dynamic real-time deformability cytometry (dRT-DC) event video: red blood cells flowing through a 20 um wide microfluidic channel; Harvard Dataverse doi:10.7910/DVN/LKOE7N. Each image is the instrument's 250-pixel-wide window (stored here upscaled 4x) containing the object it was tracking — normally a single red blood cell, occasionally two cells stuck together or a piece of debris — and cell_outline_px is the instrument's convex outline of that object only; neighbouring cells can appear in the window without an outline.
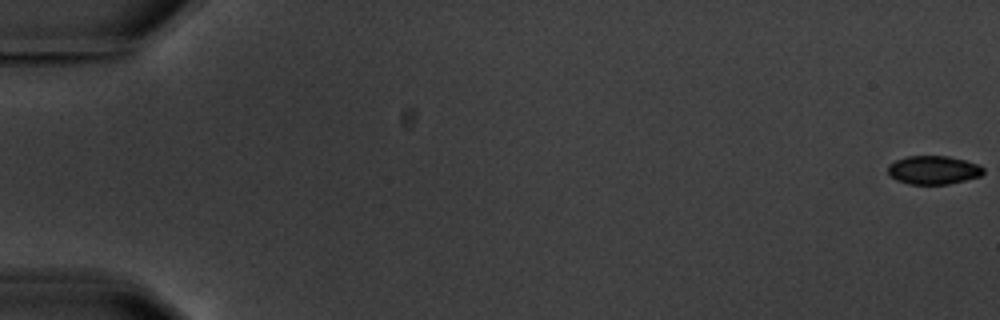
{"species": "common noctule bat (a hibernating species)", "species_latin": "Nyctalus noctula", "temperature_condition": "warm", "stored_images_in_passage": 6, "camera_frame_rate_fps": 3000, "um_per_image_px": 0.085, "animal": {"sex": "male", "body_mass_g": 20.1, "forearm_length_mm": 53.5}, "frame": {"image": 1, "passage_image": 1, "time_ms": 0.0, "image_size_px": [1000, 320], "cell_outline_px": [[984, 172], [980, 176], [948, 184], [908, 184], [896, 180], [888, 172], [888, 164], [896, 160], [908, 156], [948, 156], [964, 160], [976, 164], [984, 168]], "centroid_in_image_um": [79.32, 14.45], "position_along_channel_um": 5.7, "area_um2": 15.72}}
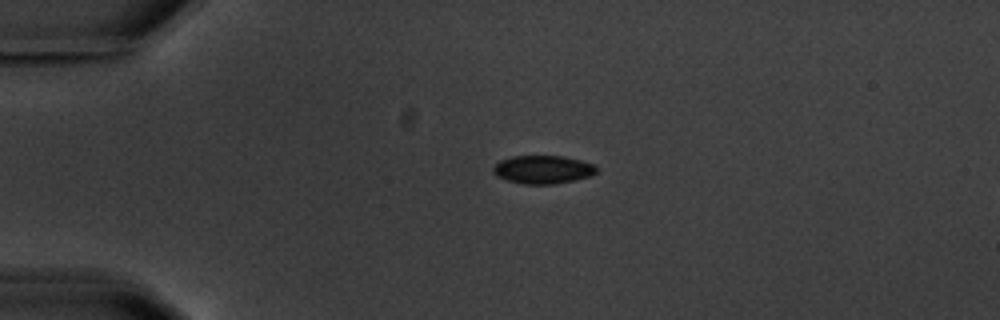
{"frame": {"image": 2, "passage_image": 5, "time_ms": 4.667, "image_size_px": [1000, 320], "cell_outline_px": [[596, 172], [588, 176], [572, 180], [552, 184], [524, 184], [508, 180], [496, 176], [492, 172], [492, 168], [500, 160], [512, 156], [564, 156], [596, 164]], "centroid_in_image_um": [46.12, 14.4], "position_along_channel_um": 38.9, "area_um2": 16.88}}